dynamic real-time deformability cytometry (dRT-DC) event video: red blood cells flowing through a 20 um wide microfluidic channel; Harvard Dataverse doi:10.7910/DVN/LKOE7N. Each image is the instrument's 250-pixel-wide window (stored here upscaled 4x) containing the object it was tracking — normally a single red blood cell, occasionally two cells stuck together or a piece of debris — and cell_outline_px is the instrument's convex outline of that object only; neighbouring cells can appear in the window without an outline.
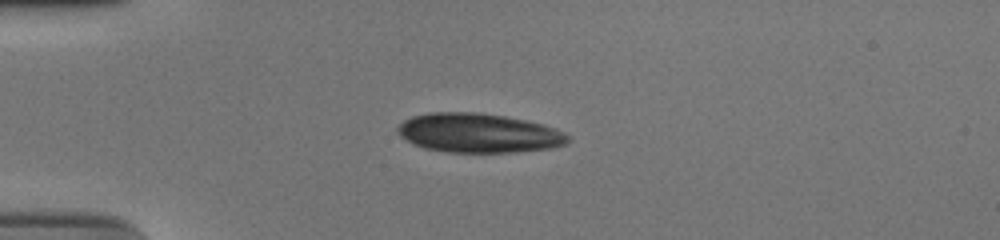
{"species": "human", "species_latin": "Homo sapiens", "temperature_condition": "cold", "stored_images_in_passage": 41, "camera_frame_rate_fps": 3000, "um_per_image_px": 0.085, "donor": {"sex": "male"}, "frame": {"image": 1, "passage_image": 1, "time_ms": 0.0, "image_size_px": [1000, 240], "cell_outline_px": [[568, 144], [552, 148], [516, 152], [448, 152], [424, 148], [412, 144], [400, 136], [396, 132], [396, 128], [404, 120], [412, 116], [428, 112], [476, 112], [504, 116], [544, 124], [556, 128], [564, 132], [568, 136]], "centroid_in_image_um": [40.67, 11.31], "position_along_channel_um": 44.3, "area_um2": 39.19}}
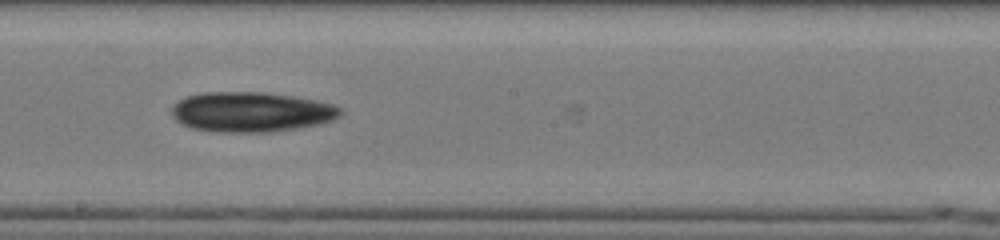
{"frame": {"image": 2, "passage_image": 18, "time_ms": 5.667, "image_size_px": [1000, 240], "cell_outline_px": [[344, 112], [340, 116], [332, 120], [320, 124], [272, 132], [220, 132], [192, 128], [176, 120], [172, 116], [172, 104], [188, 96], [204, 92], [260, 92], [292, 96], [316, 100], [332, 104], [340, 108]], "centroid_in_image_um": [21.37, 9.52], "position_along_channel_um": 226.8, "area_um2": 39.25}}
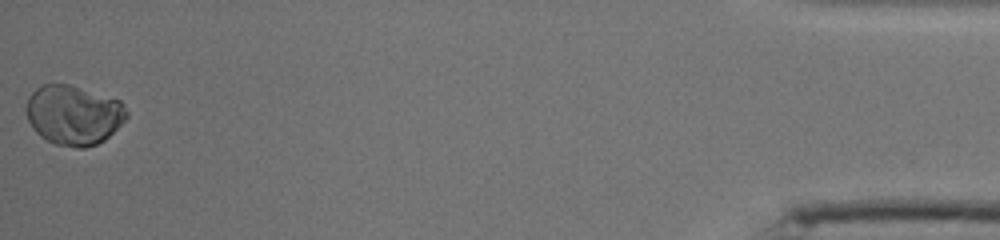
{"frame": {"image": 3, "passage_image": 41, "time_ms": 13.333, "image_size_px": [1000, 240], "cell_outline_px": [[128, 116], [104, 140], [96, 144], [84, 148], [76, 148], [56, 144], [40, 136], [32, 128], [28, 120], [24, 108], [28, 96], [40, 84], [68, 84], [120, 100], [128, 112]], "centroid_in_image_um": [6.21, 9.76], "position_along_channel_um": 429.0, "area_um2": 34.97}, "authors_computed_cell_mechanics": {"area_um2": 36.5296, "velocity_mm_per_s": 3.7394, "shape_relaxation_time_tau1_ms": 2.0039, "shape_relaxation_time_tau2_ms": null, "deformation_change_tau1": 0.0625, "deformation_change_tau2": null}}